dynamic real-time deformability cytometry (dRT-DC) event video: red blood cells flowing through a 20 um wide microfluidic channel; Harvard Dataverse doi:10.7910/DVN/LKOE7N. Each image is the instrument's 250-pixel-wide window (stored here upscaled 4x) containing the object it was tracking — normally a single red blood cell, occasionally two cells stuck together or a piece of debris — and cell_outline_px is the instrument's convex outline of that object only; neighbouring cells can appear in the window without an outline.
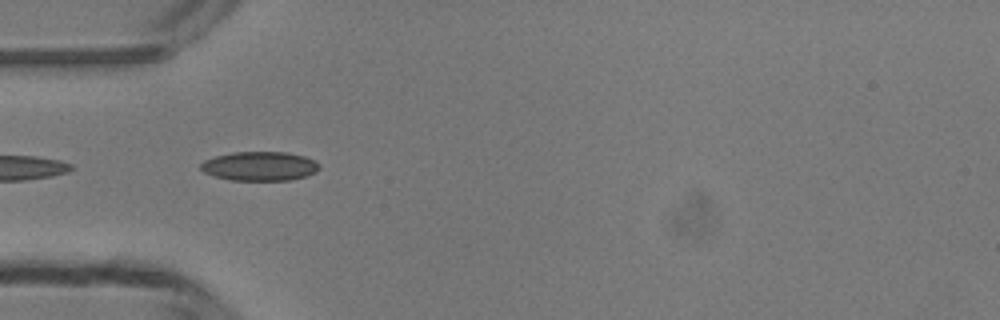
{"species": "common noctule bat (a hibernating species)", "species_latin": "Nyctalus noctula", "temperature_condition": "room temperature", "stored_images_in_passage": 6, "camera_frame_rate_fps": 3000, "um_per_image_px": 0.085, "animal": {"sex": "male", "body_mass_g": 13.3}, "frame": {"image": 1, "passage_image": 4, "time_ms": 1.0, "image_size_px": [1000, 320], "cell_outline_px": [[320, 168], [316, 172], [304, 176], [288, 180], [232, 180], [216, 176], [204, 172], [200, 168], [200, 164], [204, 160], [216, 156], [232, 152], [288, 152], [304, 156], [316, 160], [320, 164]], "centroid_in_image_um": [22.1, 14.11], "position_along_channel_um": 62.9, "area_um2": 20.11}}